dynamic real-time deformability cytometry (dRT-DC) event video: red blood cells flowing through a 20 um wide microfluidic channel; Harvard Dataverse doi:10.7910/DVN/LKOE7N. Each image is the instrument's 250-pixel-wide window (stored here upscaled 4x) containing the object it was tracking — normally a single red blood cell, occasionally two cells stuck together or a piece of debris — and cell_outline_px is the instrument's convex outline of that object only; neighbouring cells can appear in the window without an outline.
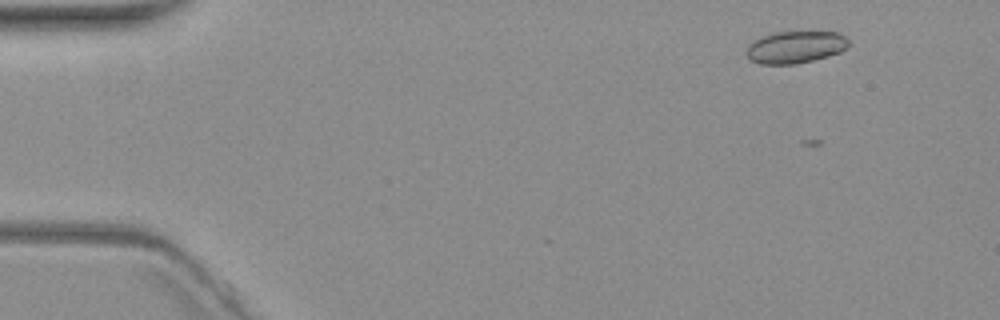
{"species": "common noctule bat (a hibernating species)", "species_latin": "Nyctalus noctula", "temperature_condition": "warm", "stored_images_in_passage": 6, "camera_frame_rate_fps": 3000, "um_per_image_px": 0.085, "animal": {"sex": "female", "body_mass_g": 19.3, "forearm_length_mm": 54.1}, "frame": {"image": 1, "passage_image": 2, "time_ms": 1.333, "image_size_px": [1000, 320], "cell_outline_px": [[848, 44], [840, 52], [828, 56], [812, 60], [792, 64], [760, 64], [752, 60], [744, 52], [748, 44], [752, 40], [776, 32], [840, 32], [848, 40]], "centroid_in_image_um": [67.57, 4.0], "position_along_channel_um": 17.4, "area_um2": 19.02}}